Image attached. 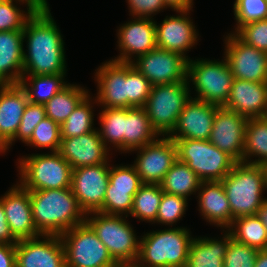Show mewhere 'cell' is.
<instances>
[{
  "label": "cell",
  "mask_w": 267,
  "mask_h": 267,
  "mask_svg": "<svg viewBox=\"0 0 267 267\" xmlns=\"http://www.w3.org/2000/svg\"><path fill=\"white\" fill-rule=\"evenodd\" d=\"M49 8H38L23 29V75L67 74L65 42Z\"/></svg>",
  "instance_id": "6da1fadb"
},
{
  "label": "cell",
  "mask_w": 267,
  "mask_h": 267,
  "mask_svg": "<svg viewBox=\"0 0 267 267\" xmlns=\"http://www.w3.org/2000/svg\"><path fill=\"white\" fill-rule=\"evenodd\" d=\"M33 222L41 235L61 236L85 222L71 188L29 191Z\"/></svg>",
  "instance_id": "7a4b0ae2"
},
{
  "label": "cell",
  "mask_w": 267,
  "mask_h": 267,
  "mask_svg": "<svg viewBox=\"0 0 267 267\" xmlns=\"http://www.w3.org/2000/svg\"><path fill=\"white\" fill-rule=\"evenodd\" d=\"M221 183L229 201L232 223L241 216L257 215L266 199L263 195L267 191L265 166L237 162Z\"/></svg>",
  "instance_id": "3957f363"
},
{
  "label": "cell",
  "mask_w": 267,
  "mask_h": 267,
  "mask_svg": "<svg viewBox=\"0 0 267 267\" xmlns=\"http://www.w3.org/2000/svg\"><path fill=\"white\" fill-rule=\"evenodd\" d=\"M194 237L185 227H168L140 237L137 260L147 267H186Z\"/></svg>",
  "instance_id": "277c9868"
},
{
  "label": "cell",
  "mask_w": 267,
  "mask_h": 267,
  "mask_svg": "<svg viewBox=\"0 0 267 267\" xmlns=\"http://www.w3.org/2000/svg\"><path fill=\"white\" fill-rule=\"evenodd\" d=\"M18 183L28 191L71 187L73 168L58 153H33L18 158Z\"/></svg>",
  "instance_id": "5b68a950"
},
{
  "label": "cell",
  "mask_w": 267,
  "mask_h": 267,
  "mask_svg": "<svg viewBox=\"0 0 267 267\" xmlns=\"http://www.w3.org/2000/svg\"><path fill=\"white\" fill-rule=\"evenodd\" d=\"M188 80L174 84L154 85L143 106L151 127L160 137H168L174 130L178 116L191 99Z\"/></svg>",
  "instance_id": "8992f818"
},
{
  "label": "cell",
  "mask_w": 267,
  "mask_h": 267,
  "mask_svg": "<svg viewBox=\"0 0 267 267\" xmlns=\"http://www.w3.org/2000/svg\"><path fill=\"white\" fill-rule=\"evenodd\" d=\"M233 75L225 58L221 61L210 59H189L187 80L192 82L195 99L217 106H224L229 98Z\"/></svg>",
  "instance_id": "52a82bcc"
},
{
  "label": "cell",
  "mask_w": 267,
  "mask_h": 267,
  "mask_svg": "<svg viewBox=\"0 0 267 267\" xmlns=\"http://www.w3.org/2000/svg\"><path fill=\"white\" fill-rule=\"evenodd\" d=\"M177 146V157L193 170L201 181H221L237 163L209 140L172 139Z\"/></svg>",
  "instance_id": "ba28073f"
},
{
  "label": "cell",
  "mask_w": 267,
  "mask_h": 267,
  "mask_svg": "<svg viewBox=\"0 0 267 267\" xmlns=\"http://www.w3.org/2000/svg\"><path fill=\"white\" fill-rule=\"evenodd\" d=\"M126 218L128 216L101 212L86 214L85 221L107 247L115 262L132 261L139 256L140 237Z\"/></svg>",
  "instance_id": "9c48e42d"
},
{
  "label": "cell",
  "mask_w": 267,
  "mask_h": 267,
  "mask_svg": "<svg viewBox=\"0 0 267 267\" xmlns=\"http://www.w3.org/2000/svg\"><path fill=\"white\" fill-rule=\"evenodd\" d=\"M66 267H112L115 261L96 232L85 221L61 236Z\"/></svg>",
  "instance_id": "30bf717a"
},
{
  "label": "cell",
  "mask_w": 267,
  "mask_h": 267,
  "mask_svg": "<svg viewBox=\"0 0 267 267\" xmlns=\"http://www.w3.org/2000/svg\"><path fill=\"white\" fill-rule=\"evenodd\" d=\"M224 35V58L233 78L267 82V53L242 41L234 32Z\"/></svg>",
  "instance_id": "8fae6325"
},
{
  "label": "cell",
  "mask_w": 267,
  "mask_h": 267,
  "mask_svg": "<svg viewBox=\"0 0 267 267\" xmlns=\"http://www.w3.org/2000/svg\"><path fill=\"white\" fill-rule=\"evenodd\" d=\"M105 163L83 166L72 171L71 190L85 214L100 212L103 208L111 160Z\"/></svg>",
  "instance_id": "7c38bea8"
},
{
  "label": "cell",
  "mask_w": 267,
  "mask_h": 267,
  "mask_svg": "<svg viewBox=\"0 0 267 267\" xmlns=\"http://www.w3.org/2000/svg\"><path fill=\"white\" fill-rule=\"evenodd\" d=\"M188 60L182 55L155 48L131 62L152 86L187 80Z\"/></svg>",
  "instance_id": "4fadbf2b"
},
{
  "label": "cell",
  "mask_w": 267,
  "mask_h": 267,
  "mask_svg": "<svg viewBox=\"0 0 267 267\" xmlns=\"http://www.w3.org/2000/svg\"><path fill=\"white\" fill-rule=\"evenodd\" d=\"M134 167L143 184H160L178 160L177 146L169 137L157 138L154 142L135 149Z\"/></svg>",
  "instance_id": "5bb4252c"
},
{
  "label": "cell",
  "mask_w": 267,
  "mask_h": 267,
  "mask_svg": "<svg viewBox=\"0 0 267 267\" xmlns=\"http://www.w3.org/2000/svg\"><path fill=\"white\" fill-rule=\"evenodd\" d=\"M143 185L133 164H111L109 183L106 190L103 208L104 214L129 216L133 205V197Z\"/></svg>",
  "instance_id": "9a60e30c"
},
{
  "label": "cell",
  "mask_w": 267,
  "mask_h": 267,
  "mask_svg": "<svg viewBox=\"0 0 267 267\" xmlns=\"http://www.w3.org/2000/svg\"><path fill=\"white\" fill-rule=\"evenodd\" d=\"M94 72L97 83L95 97L102 108H128V63L109 60Z\"/></svg>",
  "instance_id": "2e32d148"
},
{
  "label": "cell",
  "mask_w": 267,
  "mask_h": 267,
  "mask_svg": "<svg viewBox=\"0 0 267 267\" xmlns=\"http://www.w3.org/2000/svg\"><path fill=\"white\" fill-rule=\"evenodd\" d=\"M117 29V46L120 54L111 59L131 63L137 57L157 48L154 18L132 17Z\"/></svg>",
  "instance_id": "e0dca14e"
},
{
  "label": "cell",
  "mask_w": 267,
  "mask_h": 267,
  "mask_svg": "<svg viewBox=\"0 0 267 267\" xmlns=\"http://www.w3.org/2000/svg\"><path fill=\"white\" fill-rule=\"evenodd\" d=\"M191 11L193 10L176 11L178 15L166 16L160 24L155 21L157 48L190 59L186 56L187 51L197 45L199 40L195 24L189 16Z\"/></svg>",
  "instance_id": "ac0fdd59"
},
{
  "label": "cell",
  "mask_w": 267,
  "mask_h": 267,
  "mask_svg": "<svg viewBox=\"0 0 267 267\" xmlns=\"http://www.w3.org/2000/svg\"><path fill=\"white\" fill-rule=\"evenodd\" d=\"M248 118L225 107L216 110L209 141L236 162L243 161Z\"/></svg>",
  "instance_id": "d6986e66"
},
{
  "label": "cell",
  "mask_w": 267,
  "mask_h": 267,
  "mask_svg": "<svg viewBox=\"0 0 267 267\" xmlns=\"http://www.w3.org/2000/svg\"><path fill=\"white\" fill-rule=\"evenodd\" d=\"M16 267H66L60 236L39 235L19 240L16 244Z\"/></svg>",
  "instance_id": "ffe728a7"
},
{
  "label": "cell",
  "mask_w": 267,
  "mask_h": 267,
  "mask_svg": "<svg viewBox=\"0 0 267 267\" xmlns=\"http://www.w3.org/2000/svg\"><path fill=\"white\" fill-rule=\"evenodd\" d=\"M10 232L19 240L41 235L33 222L29 191L18 182L0 196Z\"/></svg>",
  "instance_id": "44dd1931"
},
{
  "label": "cell",
  "mask_w": 267,
  "mask_h": 267,
  "mask_svg": "<svg viewBox=\"0 0 267 267\" xmlns=\"http://www.w3.org/2000/svg\"><path fill=\"white\" fill-rule=\"evenodd\" d=\"M219 107L191 97L178 116L176 126L168 137L171 139L208 140L215 113Z\"/></svg>",
  "instance_id": "7402d4cb"
},
{
  "label": "cell",
  "mask_w": 267,
  "mask_h": 267,
  "mask_svg": "<svg viewBox=\"0 0 267 267\" xmlns=\"http://www.w3.org/2000/svg\"><path fill=\"white\" fill-rule=\"evenodd\" d=\"M109 152L97 128L78 137L61 138L58 150L73 169L105 163Z\"/></svg>",
  "instance_id": "603a6c76"
},
{
  "label": "cell",
  "mask_w": 267,
  "mask_h": 267,
  "mask_svg": "<svg viewBox=\"0 0 267 267\" xmlns=\"http://www.w3.org/2000/svg\"><path fill=\"white\" fill-rule=\"evenodd\" d=\"M223 107L248 119L267 117V82L234 78L229 98Z\"/></svg>",
  "instance_id": "cb8c5ba5"
},
{
  "label": "cell",
  "mask_w": 267,
  "mask_h": 267,
  "mask_svg": "<svg viewBox=\"0 0 267 267\" xmlns=\"http://www.w3.org/2000/svg\"><path fill=\"white\" fill-rule=\"evenodd\" d=\"M28 102L20 84L0 85V151L16 135Z\"/></svg>",
  "instance_id": "d4e9b609"
},
{
  "label": "cell",
  "mask_w": 267,
  "mask_h": 267,
  "mask_svg": "<svg viewBox=\"0 0 267 267\" xmlns=\"http://www.w3.org/2000/svg\"><path fill=\"white\" fill-rule=\"evenodd\" d=\"M198 211L209 224L228 229L232 213L221 181H201L198 192Z\"/></svg>",
  "instance_id": "484cf974"
},
{
  "label": "cell",
  "mask_w": 267,
  "mask_h": 267,
  "mask_svg": "<svg viewBox=\"0 0 267 267\" xmlns=\"http://www.w3.org/2000/svg\"><path fill=\"white\" fill-rule=\"evenodd\" d=\"M24 46L23 30L0 31V85L20 83Z\"/></svg>",
  "instance_id": "4316f807"
},
{
  "label": "cell",
  "mask_w": 267,
  "mask_h": 267,
  "mask_svg": "<svg viewBox=\"0 0 267 267\" xmlns=\"http://www.w3.org/2000/svg\"><path fill=\"white\" fill-rule=\"evenodd\" d=\"M222 238L195 237L189 247L186 267H224L226 254L232 234L226 229Z\"/></svg>",
  "instance_id": "83f0119b"
},
{
  "label": "cell",
  "mask_w": 267,
  "mask_h": 267,
  "mask_svg": "<svg viewBox=\"0 0 267 267\" xmlns=\"http://www.w3.org/2000/svg\"><path fill=\"white\" fill-rule=\"evenodd\" d=\"M158 137L143 107L125 108V153L152 143Z\"/></svg>",
  "instance_id": "f1b7e54d"
},
{
  "label": "cell",
  "mask_w": 267,
  "mask_h": 267,
  "mask_svg": "<svg viewBox=\"0 0 267 267\" xmlns=\"http://www.w3.org/2000/svg\"><path fill=\"white\" fill-rule=\"evenodd\" d=\"M242 162L267 165V117L247 120Z\"/></svg>",
  "instance_id": "f546056e"
},
{
  "label": "cell",
  "mask_w": 267,
  "mask_h": 267,
  "mask_svg": "<svg viewBox=\"0 0 267 267\" xmlns=\"http://www.w3.org/2000/svg\"><path fill=\"white\" fill-rule=\"evenodd\" d=\"M65 76L66 74L23 75L19 84L26 91L30 103L45 105L68 84Z\"/></svg>",
  "instance_id": "4dcf8cb0"
},
{
  "label": "cell",
  "mask_w": 267,
  "mask_h": 267,
  "mask_svg": "<svg viewBox=\"0 0 267 267\" xmlns=\"http://www.w3.org/2000/svg\"><path fill=\"white\" fill-rule=\"evenodd\" d=\"M89 93L81 85L68 83L44 105L46 117L61 126Z\"/></svg>",
  "instance_id": "1f68e13d"
},
{
  "label": "cell",
  "mask_w": 267,
  "mask_h": 267,
  "mask_svg": "<svg viewBox=\"0 0 267 267\" xmlns=\"http://www.w3.org/2000/svg\"><path fill=\"white\" fill-rule=\"evenodd\" d=\"M100 111L98 132L105 147L111 151L112 146L121 154L125 153V108L101 107Z\"/></svg>",
  "instance_id": "d6a6232c"
},
{
  "label": "cell",
  "mask_w": 267,
  "mask_h": 267,
  "mask_svg": "<svg viewBox=\"0 0 267 267\" xmlns=\"http://www.w3.org/2000/svg\"><path fill=\"white\" fill-rule=\"evenodd\" d=\"M200 183L201 180L196 173L185 163L177 160L159 185L165 193L182 196L188 199L192 194H196Z\"/></svg>",
  "instance_id": "836d02e7"
},
{
  "label": "cell",
  "mask_w": 267,
  "mask_h": 267,
  "mask_svg": "<svg viewBox=\"0 0 267 267\" xmlns=\"http://www.w3.org/2000/svg\"><path fill=\"white\" fill-rule=\"evenodd\" d=\"M227 230L236 241L258 250H267V230L257 215L235 218Z\"/></svg>",
  "instance_id": "e575fe53"
},
{
  "label": "cell",
  "mask_w": 267,
  "mask_h": 267,
  "mask_svg": "<svg viewBox=\"0 0 267 267\" xmlns=\"http://www.w3.org/2000/svg\"><path fill=\"white\" fill-rule=\"evenodd\" d=\"M90 96L88 94L60 126L61 138L78 137L96 129L93 126L95 116L93 107L98 103L95 97Z\"/></svg>",
  "instance_id": "d590c367"
},
{
  "label": "cell",
  "mask_w": 267,
  "mask_h": 267,
  "mask_svg": "<svg viewBox=\"0 0 267 267\" xmlns=\"http://www.w3.org/2000/svg\"><path fill=\"white\" fill-rule=\"evenodd\" d=\"M162 195L163 190L159 184H143L133 197L129 216L153 224L157 218Z\"/></svg>",
  "instance_id": "8d00e7d4"
},
{
  "label": "cell",
  "mask_w": 267,
  "mask_h": 267,
  "mask_svg": "<svg viewBox=\"0 0 267 267\" xmlns=\"http://www.w3.org/2000/svg\"><path fill=\"white\" fill-rule=\"evenodd\" d=\"M17 3L25 4L27 10H21ZM37 9L31 0H0V31L23 30Z\"/></svg>",
  "instance_id": "74e56055"
},
{
  "label": "cell",
  "mask_w": 267,
  "mask_h": 267,
  "mask_svg": "<svg viewBox=\"0 0 267 267\" xmlns=\"http://www.w3.org/2000/svg\"><path fill=\"white\" fill-rule=\"evenodd\" d=\"M61 143L60 125L50 118L43 119L34 129L31 138L25 146L49 149L50 152H58Z\"/></svg>",
  "instance_id": "f35d334b"
},
{
  "label": "cell",
  "mask_w": 267,
  "mask_h": 267,
  "mask_svg": "<svg viewBox=\"0 0 267 267\" xmlns=\"http://www.w3.org/2000/svg\"><path fill=\"white\" fill-rule=\"evenodd\" d=\"M46 118V112L44 105L33 104L28 102L25 107L24 113L16 135L14 138L0 151L5 154L11 146L15 144V141L19 140L26 143L30 138L35 127Z\"/></svg>",
  "instance_id": "ab89813d"
},
{
  "label": "cell",
  "mask_w": 267,
  "mask_h": 267,
  "mask_svg": "<svg viewBox=\"0 0 267 267\" xmlns=\"http://www.w3.org/2000/svg\"><path fill=\"white\" fill-rule=\"evenodd\" d=\"M187 204V198L163 192L157 218L153 224L158 223L173 227L174 223L176 225L179 220H182L184 214H186Z\"/></svg>",
  "instance_id": "60d3db41"
},
{
  "label": "cell",
  "mask_w": 267,
  "mask_h": 267,
  "mask_svg": "<svg viewBox=\"0 0 267 267\" xmlns=\"http://www.w3.org/2000/svg\"><path fill=\"white\" fill-rule=\"evenodd\" d=\"M151 83L128 63V108L143 107L151 91Z\"/></svg>",
  "instance_id": "b9f144b4"
},
{
  "label": "cell",
  "mask_w": 267,
  "mask_h": 267,
  "mask_svg": "<svg viewBox=\"0 0 267 267\" xmlns=\"http://www.w3.org/2000/svg\"><path fill=\"white\" fill-rule=\"evenodd\" d=\"M233 10L236 30L243 24L267 18V0H235Z\"/></svg>",
  "instance_id": "7bdbcfd3"
},
{
  "label": "cell",
  "mask_w": 267,
  "mask_h": 267,
  "mask_svg": "<svg viewBox=\"0 0 267 267\" xmlns=\"http://www.w3.org/2000/svg\"><path fill=\"white\" fill-rule=\"evenodd\" d=\"M233 32L248 45L267 53V18L243 24Z\"/></svg>",
  "instance_id": "ee69618b"
},
{
  "label": "cell",
  "mask_w": 267,
  "mask_h": 267,
  "mask_svg": "<svg viewBox=\"0 0 267 267\" xmlns=\"http://www.w3.org/2000/svg\"><path fill=\"white\" fill-rule=\"evenodd\" d=\"M258 251L232 238L224 256V267H254Z\"/></svg>",
  "instance_id": "f6af8a7d"
},
{
  "label": "cell",
  "mask_w": 267,
  "mask_h": 267,
  "mask_svg": "<svg viewBox=\"0 0 267 267\" xmlns=\"http://www.w3.org/2000/svg\"><path fill=\"white\" fill-rule=\"evenodd\" d=\"M129 15L132 17L151 18L162 10L168 9L163 0H126Z\"/></svg>",
  "instance_id": "bcb514c9"
},
{
  "label": "cell",
  "mask_w": 267,
  "mask_h": 267,
  "mask_svg": "<svg viewBox=\"0 0 267 267\" xmlns=\"http://www.w3.org/2000/svg\"><path fill=\"white\" fill-rule=\"evenodd\" d=\"M0 267H16V245L0 243Z\"/></svg>",
  "instance_id": "7dc6e473"
},
{
  "label": "cell",
  "mask_w": 267,
  "mask_h": 267,
  "mask_svg": "<svg viewBox=\"0 0 267 267\" xmlns=\"http://www.w3.org/2000/svg\"><path fill=\"white\" fill-rule=\"evenodd\" d=\"M17 240L10 232L2 202L0 201V243L16 245Z\"/></svg>",
  "instance_id": "c3c4849f"
},
{
  "label": "cell",
  "mask_w": 267,
  "mask_h": 267,
  "mask_svg": "<svg viewBox=\"0 0 267 267\" xmlns=\"http://www.w3.org/2000/svg\"><path fill=\"white\" fill-rule=\"evenodd\" d=\"M166 7L172 9V11H183L193 8L194 0H163Z\"/></svg>",
  "instance_id": "681fc988"
},
{
  "label": "cell",
  "mask_w": 267,
  "mask_h": 267,
  "mask_svg": "<svg viewBox=\"0 0 267 267\" xmlns=\"http://www.w3.org/2000/svg\"><path fill=\"white\" fill-rule=\"evenodd\" d=\"M254 267H267V250H259Z\"/></svg>",
  "instance_id": "f907efd6"
},
{
  "label": "cell",
  "mask_w": 267,
  "mask_h": 267,
  "mask_svg": "<svg viewBox=\"0 0 267 267\" xmlns=\"http://www.w3.org/2000/svg\"><path fill=\"white\" fill-rule=\"evenodd\" d=\"M257 216L262 221V223L264 224L267 230V198L261 204V207L259 208L257 212Z\"/></svg>",
  "instance_id": "816d5d0a"
},
{
  "label": "cell",
  "mask_w": 267,
  "mask_h": 267,
  "mask_svg": "<svg viewBox=\"0 0 267 267\" xmlns=\"http://www.w3.org/2000/svg\"><path fill=\"white\" fill-rule=\"evenodd\" d=\"M112 267H147L141 264L137 259L132 261H117Z\"/></svg>",
  "instance_id": "f5cc1de1"
},
{
  "label": "cell",
  "mask_w": 267,
  "mask_h": 267,
  "mask_svg": "<svg viewBox=\"0 0 267 267\" xmlns=\"http://www.w3.org/2000/svg\"><path fill=\"white\" fill-rule=\"evenodd\" d=\"M38 8H49L47 0H31Z\"/></svg>",
  "instance_id": "db71d44e"
}]
</instances>
